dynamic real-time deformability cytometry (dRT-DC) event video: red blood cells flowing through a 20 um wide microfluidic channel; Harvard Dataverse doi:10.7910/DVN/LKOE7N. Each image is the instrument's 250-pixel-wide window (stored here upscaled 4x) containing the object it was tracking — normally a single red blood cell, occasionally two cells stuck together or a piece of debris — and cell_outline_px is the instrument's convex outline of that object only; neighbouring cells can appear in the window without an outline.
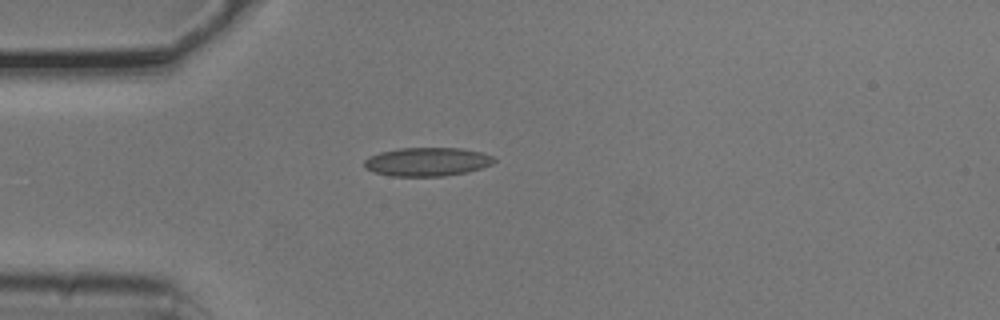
{"species": "common noctule bat (a hibernating species)", "species_latin": "Nyctalus noctula", "temperature_condition": "cold", "stored_images_in_passage": 2, "camera_frame_rate_fps": 3000, "um_per_image_px": 0.085, "animal": {"sex": "male", "body_mass_g": 20.5, "forearm_length_mm": 52.5}, "frame": {"image": 1, "passage_image": 2, "time_ms": 0.333, "image_size_px": [1000, 320], "cell_outline_px": [[496, 160], [492, 164], [468, 172], [444, 176], [392, 176], [376, 172], [364, 168], [364, 160], [368, 156], [380, 152], [400, 148], [460, 148], [480, 152], [492, 156]], "centroid_in_image_um": [36.29, 13.75], "position_along_channel_um": 48.7, "area_um2": 21.62}}